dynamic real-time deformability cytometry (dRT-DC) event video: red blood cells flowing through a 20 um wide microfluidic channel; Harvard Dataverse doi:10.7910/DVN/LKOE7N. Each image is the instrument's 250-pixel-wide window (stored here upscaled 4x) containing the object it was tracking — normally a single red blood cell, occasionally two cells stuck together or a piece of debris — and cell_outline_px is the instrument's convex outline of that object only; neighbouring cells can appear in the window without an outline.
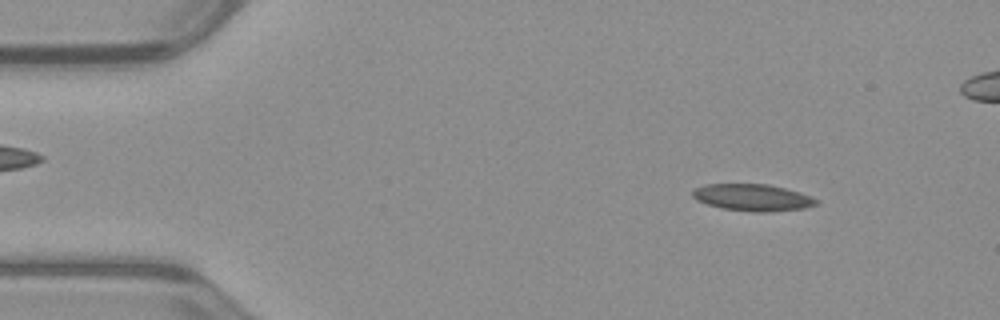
{"species": "common noctule bat (a hibernating species)", "species_latin": "Nyctalus noctula", "temperature_condition": "warm", "stored_images_in_passage": 49, "camera_frame_rate_fps": 3000, "um_per_image_px": 0.085, "animal": {"sex": "male", "body_mass_g": 23.1, "forearm_length_mm": 52.7}, "frame": {"image": 1, "passage_image": 3, "time_ms": 0.667, "image_size_px": [1000, 320], "cell_outline_px": [[820, 200], [816, 204], [804, 208], [768, 212], [752, 212], [720, 208], [696, 200], [692, 196], [692, 192], [696, 188], [704, 184], [768, 184], [800, 192], [812, 196]], "centroid_in_image_um": [63.98, 16.79], "position_along_channel_um": 21.0, "area_um2": 19.42}}
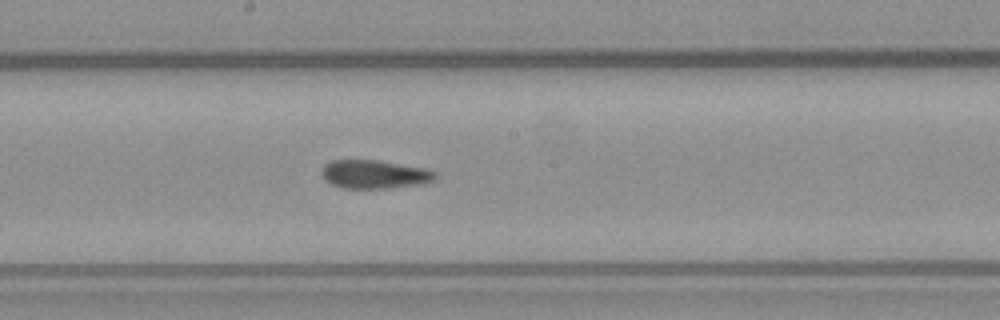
{"frame": {"image": 2, "passage_image": 24, "time_ms": 7.667, "image_size_px": [1000, 320], "cell_outline_px": [[436, 180], [424, 184], [388, 188], [340, 188], [324, 180], [320, 172], [324, 164], [332, 160], [380, 160], [428, 168], [436, 172]], "centroid_in_image_um": [31.85, 14.81], "position_along_channel_um": 216.3, "area_um2": 19.31}}
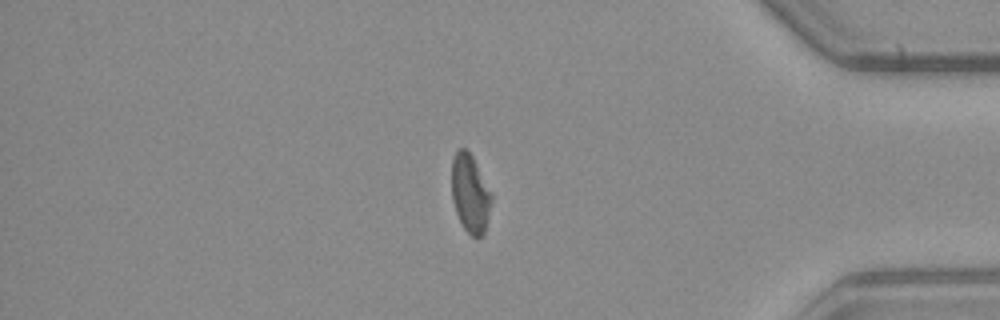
{"frame": {"image": 3, "passage_image": 40, "time_ms": 13.0, "image_size_px": [1000, 320], "cell_outline_px": [[492, 200], [484, 232], [480, 236], [472, 236], [464, 228], [456, 212], [452, 200], [452, 160], [456, 152], [460, 148], [464, 148], [472, 156], [492, 192]], "centroid_in_image_um": [39.97, 16.43], "position_along_channel_um": 395.2, "area_um2": 17.92}, "authors_computed_cell_mechanics": {"area_um2": 19.363, "velocity_mm_per_s": 3.9721, "shape_relaxation_time_tau1_ms": null, "shape_relaxation_time_tau2_ms": 4.0072, "deformation_change_tau1": null, "deformation_change_tau2": 0.1217}}